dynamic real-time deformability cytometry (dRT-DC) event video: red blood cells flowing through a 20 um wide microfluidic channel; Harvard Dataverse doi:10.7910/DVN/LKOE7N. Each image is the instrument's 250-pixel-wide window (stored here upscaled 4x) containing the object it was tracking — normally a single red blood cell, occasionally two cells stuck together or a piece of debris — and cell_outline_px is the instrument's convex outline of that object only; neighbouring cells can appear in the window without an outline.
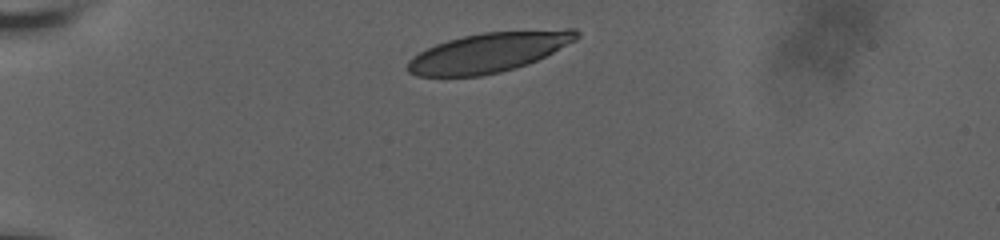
{"species": "human", "species_latin": "Homo sapiens", "temperature_condition": "room temperature", "stored_images_in_passage": 23, "camera_frame_rate_fps": 3000, "um_per_image_px": 0.085, "donor": {"sex": "male"}, "frame": {"image": 1, "passage_image": 1, "time_ms": 0.0, "image_size_px": [1000, 240], "cell_outline_px": [[580, 36], [576, 40], [528, 64], [500, 72], [480, 76], [416, 76], [408, 72], [404, 68], [408, 60], [412, 56], [436, 44], [448, 40], [464, 36], [484, 32], [568, 28], [576, 28], [580, 32]], "centroid_in_image_um": [41.54, 4.44], "position_along_channel_um": 43.5, "area_um2": 39.19}}
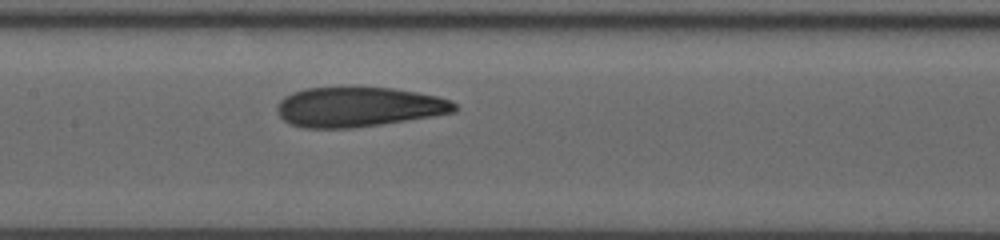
{"frame": {"image": 2, "passage_image": 10, "time_ms": 5.0, "image_size_px": [1000, 240], "cell_outline_px": [[456, 112], [432, 116], [380, 124], [352, 128], [304, 128], [292, 124], [284, 120], [280, 116], [276, 108], [276, 104], [284, 96], [292, 92], [304, 88], [392, 88], [416, 92], [436, 96], [452, 100], [456, 104]], "centroid_in_image_um": [30.45, 9.09], "position_along_channel_um": 176.9, "area_um2": 40.92}}
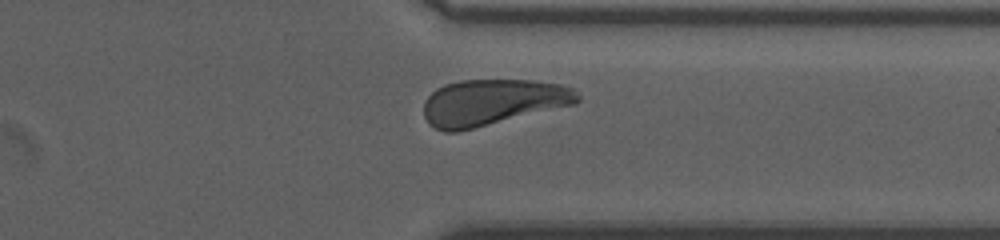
{"frame": {"image": 3, "passage_image": 20, "time_ms": 10.333, "image_size_px": [1000, 240], "cell_outline_px": [[580, 100], [576, 104], [456, 132], [444, 132], [428, 124], [424, 116], [424, 100], [436, 88], [444, 84], [460, 80], [532, 80], [560, 84], [572, 88], [580, 96]], "centroid_in_image_um": [41.84, 8.69], "position_along_channel_um": 369.6, "area_um2": 41.38}, "authors_computed_cell_mechanics": {"area_um2": 41.4426, "velocity_mm_per_s": 3.6242, "shape_relaxation_time_tau1_ms": 5.2967, "shape_relaxation_time_tau2_ms": 1.4397, "deformation_change_tau1": 0.1566, "deformation_change_tau2": 0.0775}}